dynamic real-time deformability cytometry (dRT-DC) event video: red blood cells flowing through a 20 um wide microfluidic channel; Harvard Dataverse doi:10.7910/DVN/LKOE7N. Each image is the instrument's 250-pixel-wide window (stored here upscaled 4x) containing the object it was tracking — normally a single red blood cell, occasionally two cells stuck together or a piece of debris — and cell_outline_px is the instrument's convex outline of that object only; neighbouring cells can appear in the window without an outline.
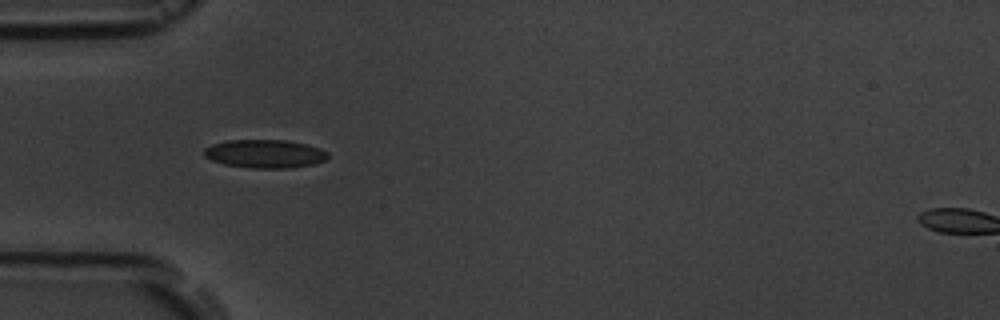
{"species": "common noctule bat (a hibernating species)", "species_latin": "Nyctalus noctula", "temperature_condition": "room temperature", "stored_images_in_passage": 3, "camera_frame_rate_fps": 3000, "um_per_image_px": 0.085, "animal": {"sex": "male", "body_mass_g": 19.5, "forearm_length_mm": 54.6}, "frame": {"image": 1, "passage_image": 2, "time_ms": 1.333, "image_size_px": [1000, 320], "cell_outline_px": [[328, 156], [324, 160], [316, 164], [288, 168], [252, 168], [224, 164], [212, 160], [204, 156], [204, 148], [212, 144], [228, 140], [284, 140], [304, 144], [320, 148], [328, 152]], "centroid_in_image_um": [22.51, 13.07], "position_along_channel_um": 62.5, "area_um2": 20.4}}
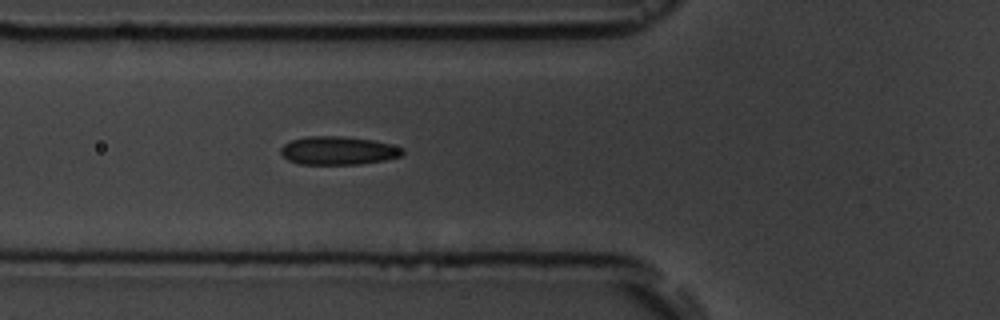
{"frame": {"image": 2, "passage_image": 3, "time_ms": 2.333, "image_size_px": [1000, 320], "cell_outline_px": [[404, 152], [400, 156], [384, 160], [360, 164], [300, 164], [288, 160], [280, 152], [280, 148], [284, 144], [292, 140], [308, 136], [340, 136], [372, 140], [404, 148]], "centroid_in_image_um": [28.72, 12.8], "position_along_channel_um": 97.1, "area_um2": 19.94}}